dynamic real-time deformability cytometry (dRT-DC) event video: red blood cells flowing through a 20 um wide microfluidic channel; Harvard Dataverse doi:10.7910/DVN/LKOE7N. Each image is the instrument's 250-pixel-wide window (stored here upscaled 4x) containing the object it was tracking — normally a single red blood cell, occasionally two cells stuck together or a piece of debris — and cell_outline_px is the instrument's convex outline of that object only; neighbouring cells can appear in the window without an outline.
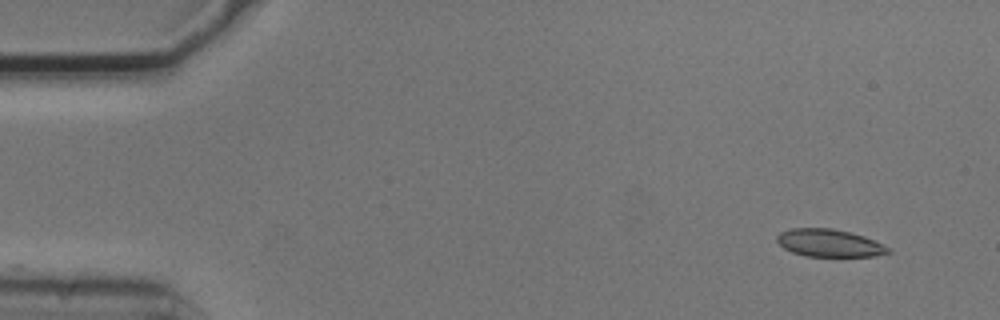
{"species": "common noctule bat (a hibernating species)", "species_latin": "Nyctalus noctula", "temperature_condition": "cold", "stored_images_in_passage": 11, "camera_frame_rate_fps": 3000, "um_per_image_px": 0.085, "animal": {"sex": "male", "body_mass_g": 20.5, "forearm_length_mm": 52.5}, "frame": {"image": 1, "passage_image": 1, "time_ms": 0.0, "image_size_px": [1000, 320], "cell_outline_px": [[892, 252], [876, 256], [804, 256], [792, 252], [784, 248], [776, 240], [776, 236], [780, 232], [788, 228], [832, 228], [864, 236], [892, 248]], "centroid_in_image_um": [70.49, 20.66], "position_along_channel_um": 14.5, "area_um2": 17.98}}